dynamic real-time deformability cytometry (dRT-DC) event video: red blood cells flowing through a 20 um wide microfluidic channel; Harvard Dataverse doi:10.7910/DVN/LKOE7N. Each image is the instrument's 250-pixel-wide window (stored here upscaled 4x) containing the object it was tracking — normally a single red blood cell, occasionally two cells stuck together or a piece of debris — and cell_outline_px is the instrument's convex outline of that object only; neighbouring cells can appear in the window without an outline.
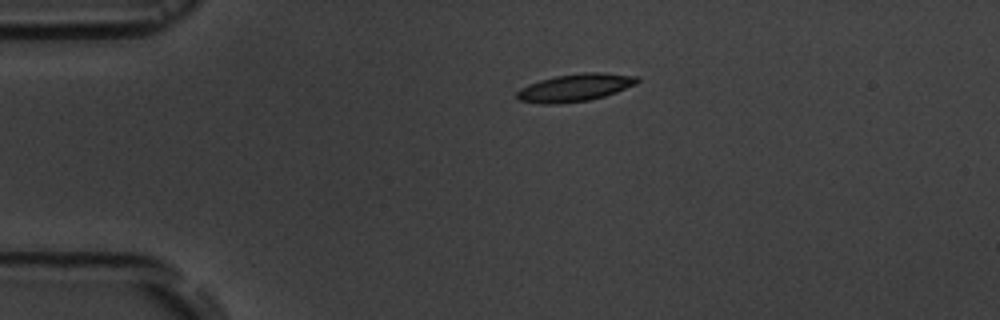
{"species": "common noctule bat (a hibernating species)", "species_latin": "Nyctalus noctula", "temperature_condition": "room temperature", "stored_images_in_passage": 13, "camera_frame_rate_fps": 3000, "um_per_image_px": 0.085, "animal": {"sex": "male", "body_mass_g": 19.5, "forearm_length_mm": 54.6}, "frame": {"image": 1, "passage_image": 1, "time_ms": 0.0, "image_size_px": [1000, 320], "cell_outline_px": [[640, 80], [636, 84], [616, 92], [604, 96], [588, 100], [556, 104], [540, 104], [520, 100], [516, 96], [516, 92], [520, 88], [528, 84], [540, 80], [556, 76], [584, 72], [604, 72], [640, 76]], "centroid_in_image_um": [48.9, 7.44], "position_along_channel_um": 36.1, "area_um2": 19.42}}
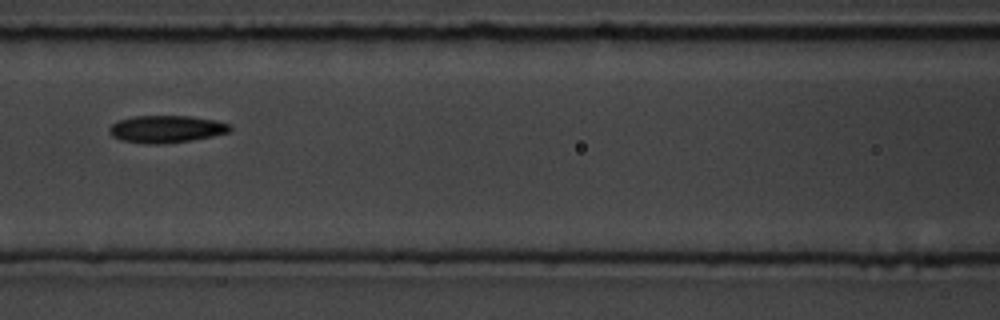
{"frame": {"image": 2, "passage_image": 5, "time_ms": 4.333, "image_size_px": [1000, 320], "cell_outline_px": [[232, 128], [228, 132], [212, 136], [188, 140], [160, 144], [148, 144], [120, 140], [112, 136], [108, 132], [108, 128], [116, 120], [132, 116], [192, 116], [216, 120], [232, 124]], "centroid_in_image_um": [14.1, 10.95], "position_along_channel_um": 152.5, "area_um2": 19.31}}
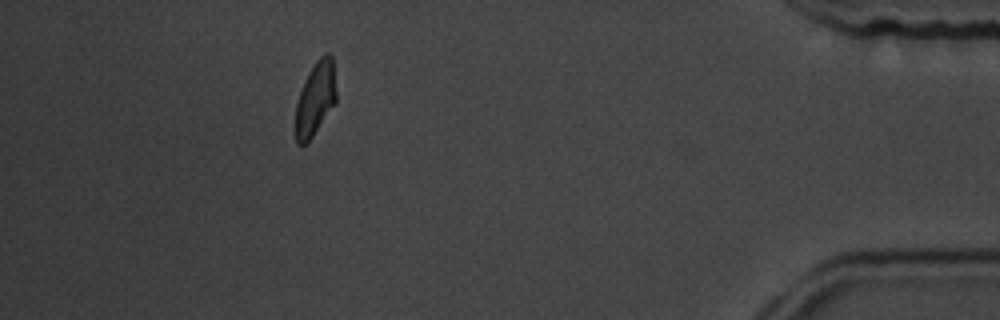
{"frame": {"image": 3, "passage_image": 12, "time_ms": 13.0, "image_size_px": [1000, 320], "cell_outline_px": [[336, 104], [312, 136], [304, 144], [296, 144], [296, 104], [300, 92], [316, 60], [324, 52], [328, 52], [332, 56], [336, 92]], "centroid_in_image_um": [26.84, 8.37], "position_along_channel_um": 408.4, "area_um2": 17.17}, "authors_computed_cell_mechanics": {"area_um2": 18.7272, "velocity_mm_per_s": 3.5734, "shape_relaxation_time_tau1_ms": 2.3597, "shape_relaxation_time_tau2_ms": 2.1064, "deformation_change_tau1": 0.1077, "deformation_change_tau2": 0.0624}}